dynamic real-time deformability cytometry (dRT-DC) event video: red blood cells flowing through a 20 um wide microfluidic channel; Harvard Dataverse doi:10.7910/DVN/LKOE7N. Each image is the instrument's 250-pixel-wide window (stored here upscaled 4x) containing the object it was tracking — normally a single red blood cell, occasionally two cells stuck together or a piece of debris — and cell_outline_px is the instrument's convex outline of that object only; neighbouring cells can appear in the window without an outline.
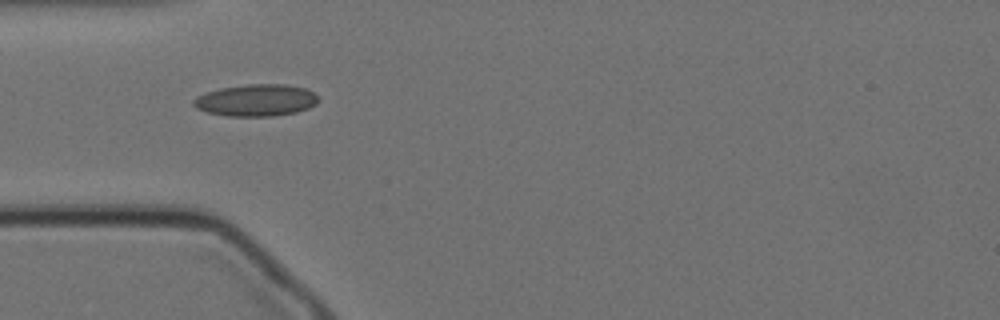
{"species": "Egyptian fruit bat (a non-hibernating species)", "species_latin": "Rousettus aegyptiacus", "temperature_condition": "cold", "stored_images_in_passage": 5, "camera_frame_rate_fps": 3000, "um_per_image_px": 0.085, "animal": {"sex": "female"}, "frame": {"image": 1, "passage_image": 1, "time_ms": 0.0, "image_size_px": [1000, 320], "cell_outline_px": [[316, 104], [308, 108], [296, 112], [272, 116], [228, 116], [208, 112], [196, 108], [192, 104], [192, 100], [196, 96], [220, 88], [248, 84], [284, 84], [304, 88], [312, 92], [316, 96]], "centroid_in_image_um": [21.73, 8.52], "position_along_channel_um": 63.3, "area_um2": 23.0}}
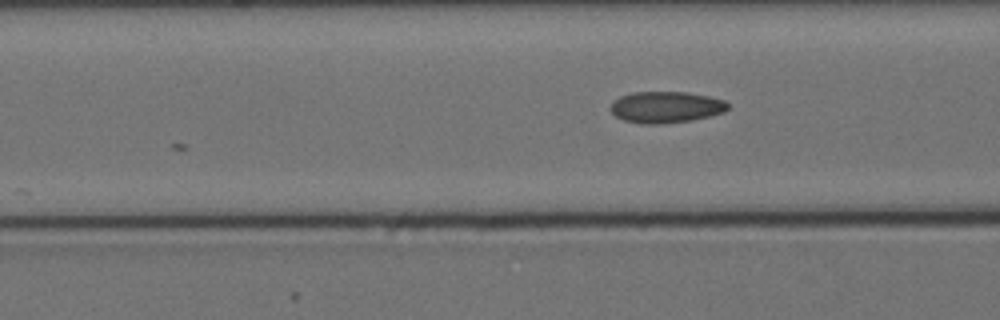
{"frame": {"image": 2, "passage_image": 5, "time_ms": 1.333, "image_size_px": [1000, 320], "cell_outline_px": [[728, 108], [724, 112], [692, 120], [664, 124], [640, 124], [624, 120], [616, 116], [608, 108], [612, 100], [620, 96], [632, 92], [688, 92], [708, 96], [724, 100], [728, 104]], "centroid_in_image_um": [56.55, 9.11], "position_along_channel_um": 110.0, "area_um2": 21.68}}